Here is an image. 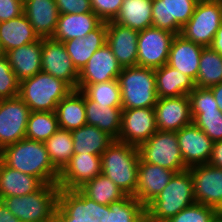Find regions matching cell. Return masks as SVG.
Instances as JSON below:
<instances>
[{
    "label": "cell",
    "mask_w": 222,
    "mask_h": 222,
    "mask_svg": "<svg viewBox=\"0 0 222 222\" xmlns=\"http://www.w3.org/2000/svg\"><path fill=\"white\" fill-rule=\"evenodd\" d=\"M222 82V56L210 46L204 47L199 61L195 86L210 88Z\"/></svg>",
    "instance_id": "d590c367"
},
{
    "label": "cell",
    "mask_w": 222,
    "mask_h": 222,
    "mask_svg": "<svg viewBox=\"0 0 222 222\" xmlns=\"http://www.w3.org/2000/svg\"><path fill=\"white\" fill-rule=\"evenodd\" d=\"M115 23L142 31L152 26V0H123Z\"/></svg>",
    "instance_id": "d6a6232c"
},
{
    "label": "cell",
    "mask_w": 222,
    "mask_h": 222,
    "mask_svg": "<svg viewBox=\"0 0 222 222\" xmlns=\"http://www.w3.org/2000/svg\"><path fill=\"white\" fill-rule=\"evenodd\" d=\"M209 165L222 169V140L213 142Z\"/></svg>",
    "instance_id": "7dc6e473"
},
{
    "label": "cell",
    "mask_w": 222,
    "mask_h": 222,
    "mask_svg": "<svg viewBox=\"0 0 222 222\" xmlns=\"http://www.w3.org/2000/svg\"><path fill=\"white\" fill-rule=\"evenodd\" d=\"M199 0H152V26L175 35L189 21Z\"/></svg>",
    "instance_id": "7c38bea8"
},
{
    "label": "cell",
    "mask_w": 222,
    "mask_h": 222,
    "mask_svg": "<svg viewBox=\"0 0 222 222\" xmlns=\"http://www.w3.org/2000/svg\"><path fill=\"white\" fill-rule=\"evenodd\" d=\"M195 203L190 171L175 173L168 185L146 206V218L152 222H166Z\"/></svg>",
    "instance_id": "3957f363"
},
{
    "label": "cell",
    "mask_w": 222,
    "mask_h": 222,
    "mask_svg": "<svg viewBox=\"0 0 222 222\" xmlns=\"http://www.w3.org/2000/svg\"><path fill=\"white\" fill-rule=\"evenodd\" d=\"M58 129L55 112H30L25 138L45 142Z\"/></svg>",
    "instance_id": "74e56055"
},
{
    "label": "cell",
    "mask_w": 222,
    "mask_h": 222,
    "mask_svg": "<svg viewBox=\"0 0 222 222\" xmlns=\"http://www.w3.org/2000/svg\"><path fill=\"white\" fill-rule=\"evenodd\" d=\"M74 153L102 155L114 139L96 126L85 124L72 130Z\"/></svg>",
    "instance_id": "1f68e13d"
},
{
    "label": "cell",
    "mask_w": 222,
    "mask_h": 222,
    "mask_svg": "<svg viewBox=\"0 0 222 222\" xmlns=\"http://www.w3.org/2000/svg\"><path fill=\"white\" fill-rule=\"evenodd\" d=\"M101 173L100 155L74 153L70 161L59 172L57 185L62 189H79Z\"/></svg>",
    "instance_id": "2e32d148"
},
{
    "label": "cell",
    "mask_w": 222,
    "mask_h": 222,
    "mask_svg": "<svg viewBox=\"0 0 222 222\" xmlns=\"http://www.w3.org/2000/svg\"><path fill=\"white\" fill-rule=\"evenodd\" d=\"M174 36L170 31L153 26L139 31L137 66L155 70L167 64Z\"/></svg>",
    "instance_id": "9c48e42d"
},
{
    "label": "cell",
    "mask_w": 222,
    "mask_h": 222,
    "mask_svg": "<svg viewBox=\"0 0 222 222\" xmlns=\"http://www.w3.org/2000/svg\"><path fill=\"white\" fill-rule=\"evenodd\" d=\"M117 80L122 109L154 108L158 101L154 69L141 66L123 67Z\"/></svg>",
    "instance_id": "8992f818"
},
{
    "label": "cell",
    "mask_w": 222,
    "mask_h": 222,
    "mask_svg": "<svg viewBox=\"0 0 222 222\" xmlns=\"http://www.w3.org/2000/svg\"><path fill=\"white\" fill-rule=\"evenodd\" d=\"M107 23V45L111 48L118 63L123 67L137 66L139 31L119 25L114 21Z\"/></svg>",
    "instance_id": "ffe728a7"
},
{
    "label": "cell",
    "mask_w": 222,
    "mask_h": 222,
    "mask_svg": "<svg viewBox=\"0 0 222 222\" xmlns=\"http://www.w3.org/2000/svg\"><path fill=\"white\" fill-rule=\"evenodd\" d=\"M72 90L63 80L40 71L20 82L18 97L30 112H55L57 104Z\"/></svg>",
    "instance_id": "277c9868"
},
{
    "label": "cell",
    "mask_w": 222,
    "mask_h": 222,
    "mask_svg": "<svg viewBox=\"0 0 222 222\" xmlns=\"http://www.w3.org/2000/svg\"><path fill=\"white\" fill-rule=\"evenodd\" d=\"M19 86L20 82L17 80L6 55L0 53V100L18 97Z\"/></svg>",
    "instance_id": "b9f144b4"
},
{
    "label": "cell",
    "mask_w": 222,
    "mask_h": 222,
    "mask_svg": "<svg viewBox=\"0 0 222 222\" xmlns=\"http://www.w3.org/2000/svg\"><path fill=\"white\" fill-rule=\"evenodd\" d=\"M73 65L80 72L92 55L107 43V23L102 22L83 38L63 42Z\"/></svg>",
    "instance_id": "cb8c5ba5"
},
{
    "label": "cell",
    "mask_w": 222,
    "mask_h": 222,
    "mask_svg": "<svg viewBox=\"0 0 222 222\" xmlns=\"http://www.w3.org/2000/svg\"><path fill=\"white\" fill-rule=\"evenodd\" d=\"M57 207L67 217L80 221L99 220L105 213V205L86 197L79 189L60 188Z\"/></svg>",
    "instance_id": "44dd1931"
},
{
    "label": "cell",
    "mask_w": 222,
    "mask_h": 222,
    "mask_svg": "<svg viewBox=\"0 0 222 222\" xmlns=\"http://www.w3.org/2000/svg\"><path fill=\"white\" fill-rule=\"evenodd\" d=\"M195 203L216 208L222 214V169L209 164L189 167Z\"/></svg>",
    "instance_id": "8fae6325"
},
{
    "label": "cell",
    "mask_w": 222,
    "mask_h": 222,
    "mask_svg": "<svg viewBox=\"0 0 222 222\" xmlns=\"http://www.w3.org/2000/svg\"><path fill=\"white\" fill-rule=\"evenodd\" d=\"M157 131L154 108L123 109L118 141L139 147Z\"/></svg>",
    "instance_id": "5bb4252c"
},
{
    "label": "cell",
    "mask_w": 222,
    "mask_h": 222,
    "mask_svg": "<svg viewBox=\"0 0 222 222\" xmlns=\"http://www.w3.org/2000/svg\"><path fill=\"white\" fill-rule=\"evenodd\" d=\"M40 38L25 14L0 22V53L36 42Z\"/></svg>",
    "instance_id": "4316f807"
},
{
    "label": "cell",
    "mask_w": 222,
    "mask_h": 222,
    "mask_svg": "<svg viewBox=\"0 0 222 222\" xmlns=\"http://www.w3.org/2000/svg\"><path fill=\"white\" fill-rule=\"evenodd\" d=\"M210 47L222 56V23L220 24Z\"/></svg>",
    "instance_id": "f907efd6"
},
{
    "label": "cell",
    "mask_w": 222,
    "mask_h": 222,
    "mask_svg": "<svg viewBox=\"0 0 222 222\" xmlns=\"http://www.w3.org/2000/svg\"><path fill=\"white\" fill-rule=\"evenodd\" d=\"M188 96L190 99L191 110L219 108L210 88L195 87Z\"/></svg>",
    "instance_id": "ee69618b"
},
{
    "label": "cell",
    "mask_w": 222,
    "mask_h": 222,
    "mask_svg": "<svg viewBox=\"0 0 222 222\" xmlns=\"http://www.w3.org/2000/svg\"><path fill=\"white\" fill-rule=\"evenodd\" d=\"M59 191L57 183L43 184L33 193L2 201L21 222H53Z\"/></svg>",
    "instance_id": "5b68a950"
},
{
    "label": "cell",
    "mask_w": 222,
    "mask_h": 222,
    "mask_svg": "<svg viewBox=\"0 0 222 222\" xmlns=\"http://www.w3.org/2000/svg\"><path fill=\"white\" fill-rule=\"evenodd\" d=\"M79 190L98 204L108 206L127 196L123 190L102 173L86 182Z\"/></svg>",
    "instance_id": "e575fe53"
},
{
    "label": "cell",
    "mask_w": 222,
    "mask_h": 222,
    "mask_svg": "<svg viewBox=\"0 0 222 222\" xmlns=\"http://www.w3.org/2000/svg\"><path fill=\"white\" fill-rule=\"evenodd\" d=\"M193 123L213 142L222 140V112L219 108L191 110Z\"/></svg>",
    "instance_id": "ab89813d"
},
{
    "label": "cell",
    "mask_w": 222,
    "mask_h": 222,
    "mask_svg": "<svg viewBox=\"0 0 222 222\" xmlns=\"http://www.w3.org/2000/svg\"><path fill=\"white\" fill-rule=\"evenodd\" d=\"M122 66L118 63L111 48L105 44L99 48L79 72L77 90L87 85L107 82L118 78Z\"/></svg>",
    "instance_id": "9a60e30c"
},
{
    "label": "cell",
    "mask_w": 222,
    "mask_h": 222,
    "mask_svg": "<svg viewBox=\"0 0 222 222\" xmlns=\"http://www.w3.org/2000/svg\"><path fill=\"white\" fill-rule=\"evenodd\" d=\"M86 122L96 126L118 140L121 129L122 107H106V105L95 103L84 95Z\"/></svg>",
    "instance_id": "f546056e"
},
{
    "label": "cell",
    "mask_w": 222,
    "mask_h": 222,
    "mask_svg": "<svg viewBox=\"0 0 222 222\" xmlns=\"http://www.w3.org/2000/svg\"><path fill=\"white\" fill-rule=\"evenodd\" d=\"M220 215L214 207L194 203L166 222H215Z\"/></svg>",
    "instance_id": "60d3db41"
},
{
    "label": "cell",
    "mask_w": 222,
    "mask_h": 222,
    "mask_svg": "<svg viewBox=\"0 0 222 222\" xmlns=\"http://www.w3.org/2000/svg\"><path fill=\"white\" fill-rule=\"evenodd\" d=\"M102 22L94 12L59 14L52 39L64 42L74 38H83Z\"/></svg>",
    "instance_id": "484cf974"
},
{
    "label": "cell",
    "mask_w": 222,
    "mask_h": 222,
    "mask_svg": "<svg viewBox=\"0 0 222 222\" xmlns=\"http://www.w3.org/2000/svg\"><path fill=\"white\" fill-rule=\"evenodd\" d=\"M215 222H222V214L216 219Z\"/></svg>",
    "instance_id": "f5cc1de1"
},
{
    "label": "cell",
    "mask_w": 222,
    "mask_h": 222,
    "mask_svg": "<svg viewBox=\"0 0 222 222\" xmlns=\"http://www.w3.org/2000/svg\"><path fill=\"white\" fill-rule=\"evenodd\" d=\"M176 172L139 159L135 198L145 207L168 185Z\"/></svg>",
    "instance_id": "d6986e66"
},
{
    "label": "cell",
    "mask_w": 222,
    "mask_h": 222,
    "mask_svg": "<svg viewBox=\"0 0 222 222\" xmlns=\"http://www.w3.org/2000/svg\"><path fill=\"white\" fill-rule=\"evenodd\" d=\"M29 114L19 97L0 100V151L25 138Z\"/></svg>",
    "instance_id": "30bf717a"
},
{
    "label": "cell",
    "mask_w": 222,
    "mask_h": 222,
    "mask_svg": "<svg viewBox=\"0 0 222 222\" xmlns=\"http://www.w3.org/2000/svg\"><path fill=\"white\" fill-rule=\"evenodd\" d=\"M140 158L149 164L159 165L176 173L185 171L176 132L157 130L138 147Z\"/></svg>",
    "instance_id": "52a82bcc"
},
{
    "label": "cell",
    "mask_w": 222,
    "mask_h": 222,
    "mask_svg": "<svg viewBox=\"0 0 222 222\" xmlns=\"http://www.w3.org/2000/svg\"><path fill=\"white\" fill-rule=\"evenodd\" d=\"M59 14L93 12L90 0H55Z\"/></svg>",
    "instance_id": "f6af8a7d"
},
{
    "label": "cell",
    "mask_w": 222,
    "mask_h": 222,
    "mask_svg": "<svg viewBox=\"0 0 222 222\" xmlns=\"http://www.w3.org/2000/svg\"><path fill=\"white\" fill-rule=\"evenodd\" d=\"M146 207L135 197L127 195L120 201L105 205V213L98 222H144Z\"/></svg>",
    "instance_id": "836d02e7"
},
{
    "label": "cell",
    "mask_w": 222,
    "mask_h": 222,
    "mask_svg": "<svg viewBox=\"0 0 222 222\" xmlns=\"http://www.w3.org/2000/svg\"><path fill=\"white\" fill-rule=\"evenodd\" d=\"M5 55L19 82L33 77L42 71V38L11 49Z\"/></svg>",
    "instance_id": "d4e9b609"
},
{
    "label": "cell",
    "mask_w": 222,
    "mask_h": 222,
    "mask_svg": "<svg viewBox=\"0 0 222 222\" xmlns=\"http://www.w3.org/2000/svg\"><path fill=\"white\" fill-rule=\"evenodd\" d=\"M43 183L35 176L6 166L0 160V200L37 191Z\"/></svg>",
    "instance_id": "83f0119b"
},
{
    "label": "cell",
    "mask_w": 222,
    "mask_h": 222,
    "mask_svg": "<svg viewBox=\"0 0 222 222\" xmlns=\"http://www.w3.org/2000/svg\"><path fill=\"white\" fill-rule=\"evenodd\" d=\"M0 222H21L14 216L3 201L0 200Z\"/></svg>",
    "instance_id": "c3c4849f"
},
{
    "label": "cell",
    "mask_w": 222,
    "mask_h": 222,
    "mask_svg": "<svg viewBox=\"0 0 222 222\" xmlns=\"http://www.w3.org/2000/svg\"><path fill=\"white\" fill-rule=\"evenodd\" d=\"M23 8L39 38H52L59 17L55 0H26Z\"/></svg>",
    "instance_id": "603a6c76"
},
{
    "label": "cell",
    "mask_w": 222,
    "mask_h": 222,
    "mask_svg": "<svg viewBox=\"0 0 222 222\" xmlns=\"http://www.w3.org/2000/svg\"><path fill=\"white\" fill-rule=\"evenodd\" d=\"M44 144L51 163L60 172L74 154L71 131L59 128Z\"/></svg>",
    "instance_id": "8d00e7d4"
},
{
    "label": "cell",
    "mask_w": 222,
    "mask_h": 222,
    "mask_svg": "<svg viewBox=\"0 0 222 222\" xmlns=\"http://www.w3.org/2000/svg\"><path fill=\"white\" fill-rule=\"evenodd\" d=\"M139 159L138 147L114 140L101 155L102 174L111 179L126 195L134 197Z\"/></svg>",
    "instance_id": "7a4b0ae2"
},
{
    "label": "cell",
    "mask_w": 222,
    "mask_h": 222,
    "mask_svg": "<svg viewBox=\"0 0 222 222\" xmlns=\"http://www.w3.org/2000/svg\"><path fill=\"white\" fill-rule=\"evenodd\" d=\"M154 72L158 98L188 95L196 87L192 78L167 64L155 69Z\"/></svg>",
    "instance_id": "f1b7e54d"
},
{
    "label": "cell",
    "mask_w": 222,
    "mask_h": 222,
    "mask_svg": "<svg viewBox=\"0 0 222 222\" xmlns=\"http://www.w3.org/2000/svg\"><path fill=\"white\" fill-rule=\"evenodd\" d=\"M8 167L37 177L43 184L57 183L59 171L53 166L44 142L23 138L0 151Z\"/></svg>",
    "instance_id": "6da1fadb"
},
{
    "label": "cell",
    "mask_w": 222,
    "mask_h": 222,
    "mask_svg": "<svg viewBox=\"0 0 222 222\" xmlns=\"http://www.w3.org/2000/svg\"><path fill=\"white\" fill-rule=\"evenodd\" d=\"M81 92L95 103L106 105V107H122L121 92L117 79L87 85Z\"/></svg>",
    "instance_id": "f35d334b"
},
{
    "label": "cell",
    "mask_w": 222,
    "mask_h": 222,
    "mask_svg": "<svg viewBox=\"0 0 222 222\" xmlns=\"http://www.w3.org/2000/svg\"><path fill=\"white\" fill-rule=\"evenodd\" d=\"M154 111L157 130L177 132L193 123L188 95L158 98Z\"/></svg>",
    "instance_id": "e0dca14e"
},
{
    "label": "cell",
    "mask_w": 222,
    "mask_h": 222,
    "mask_svg": "<svg viewBox=\"0 0 222 222\" xmlns=\"http://www.w3.org/2000/svg\"><path fill=\"white\" fill-rule=\"evenodd\" d=\"M53 222H98L96 219H92V221H80L75 220L74 218L67 217L58 207L55 210Z\"/></svg>",
    "instance_id": "681fc988"
},
{
    "label": "cell",
    "mask_w": 222,
    "mask_h": 222,
    "mask_svg": "<svg viewBox=\"0 0 222 222\" xmlns=\"http://www.w3.org/2000/svg\"><path fill=\"white\" fill-rule=\"evenodd\" d=\"M144 222H152V221H150V220H148L147 218H145Z\"/></svg>",
    "instance_id": "db71d44e"
},
{
    "label": "cell",
    "mask_w": 222,
    "mask_h": 222,
    "mask_svg": "<svg viewBox=\"0 0 222 222\" xmlns=\"http://www.w3.org/2000/svg\"><path fill=\"white\" fill-rule=\"evenodd\" d=\"M184 164L189 168L208 164L213 141L194 123L176 132Z\"/></svg>",
    "instance_id": "ac0fdd59"
},
{
    "label": "cell",
    "mask_w": 222,
    "mask_h": 222,
    "mask_svg": "<svg viewBox=\"0 0 222 222\" xmlns=\"http://www.w3.org/2000/svg\"><path fill=\"white\" fill-rule=\"evenodd\" d=\"M212 93L214 94L219 110L222 112V82L210 87Z\"/></svg>",
    "instance_id": "816d5d0a"
},
{
    "label": "cell",
    "mask_w": 222,
    "mask_h": 222,
    "mask_svg": "<svg viewBox=\"0 0 222 222\" xmlns=\"http://www.w3.org/2000/svg\"><path fill=\"white\" fill-rule=\"evenodd\" d=\"M222 23V0H200L180 35L204 47L211 45Z\"/></svg>",
    "instance_id": "ba28073f"
},
{
    "label": "cell",
    "mask_w": 222,
    "mask_h": 222,
    "mask_svg": "<svg viewBox=\"0 0 222 222\" xmlns=\"http://www.w3.org/2000/svg\"><path fill=\"white\" fill-rule=\"evenodd\" d=\"M41 68L43 72L63 80L73 90H77L79 72L73 65L63 42L52 38L42 39Z\"/></svg>",
    "instance_id": "4fadbf2b"
},
{
    "label": "cell",
    "mask_w": 222,
    "mask_h": 222,
    "mask_svg": "<svg viewBox=\"0 0 222 222\" xmlns=\"http://www.w3.org/2000/svg\"><path fill=\"white\" fill-rule=\"evenodd\" d=\"M55 114L59 128L68 131L78 129L87 124L84 94L79 90H72L57 104Z\"/></svg>",
    "instance_id": "4dcf8cb0"
},
{
    "label": "cell",
    "mask_w": 222,
    "mask_h": 222,
    "mask_svg": "<svg viewBox=\"0 0 222 222\" xmlns=\"http://www.w3.org/2000/svg\"><path fill=\"white\" fill-rule=\"evenodd\" d=\"M24 14L20 0H0V22L8 21Z\"/></svg>",
    "instance_id": "bcb514c9"
},
{
    "label": "cell",
    "mask_w": 222,
    "mask_h": 222,
    "mask_svg": "<svg viewBox=\"0 0 222 222\" xmlns=\"http://www.w3.org/2000/svg\"><path fill=\"white\" fill-rule=\"evenodd\" d=\"M203 48L204 46L193 43L180 34L175 35L170 45L167 65L196 81Z\"/></svg>",
    "instance_id": "7402d4cb"
},
{
    "label": "cell",
    "mask_w": 222,
    "mask_h": 222,
    "mask_svg": "<svg viewBox=\"0 0 222 222\" xmlns=\"http://www.w3.org/2000/svg\"><path fill=\"white\" fill-rule=\"evenodd\" d=\"M93 12L103 21H113L123 4V0H90Z\"/></svg>",
    "instance_id": "7bdbcfd3"
}]
</instances>
